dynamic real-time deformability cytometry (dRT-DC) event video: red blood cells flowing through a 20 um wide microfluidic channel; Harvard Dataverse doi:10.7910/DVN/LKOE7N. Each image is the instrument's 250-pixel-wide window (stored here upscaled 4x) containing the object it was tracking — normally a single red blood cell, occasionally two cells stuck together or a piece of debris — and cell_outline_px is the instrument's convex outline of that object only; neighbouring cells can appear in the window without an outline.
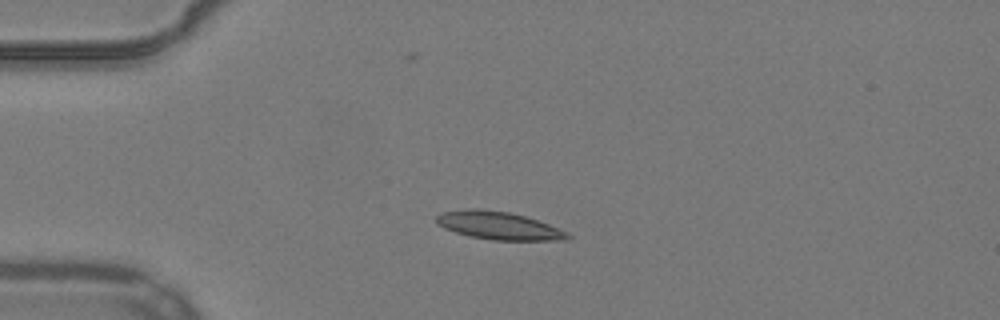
{"species": "common noctule bat (a hibernating species)", "species_latin": "Nyctalus noctula", "temperature_condition": "warm", "stored_images_in_passage": 50, "camera_frame_rate_fps": 3000, "um_per_image_px": 0.085, "animal": {"sex": "male", "body_mass_g": 19.2, "forearm_length_mm": 51.8}, "frame": {"image": 1, "passage_image": 10, "time_ms": 3.0, "image_size_px": [1000, 320], "cell_outline_px": [[572, 236], [568, 240], [492, 240], [468, 236], [444, 228], [436, 224], [436, 216], [444, 212], [468, 208], [476, 208], [508, 212], [524, 216], [548, 224], [568, 232]], "centroid_in_image_um": [42.38, 19.18], "position_along_channel_um": 42.6, "area_um2": 21.27}}
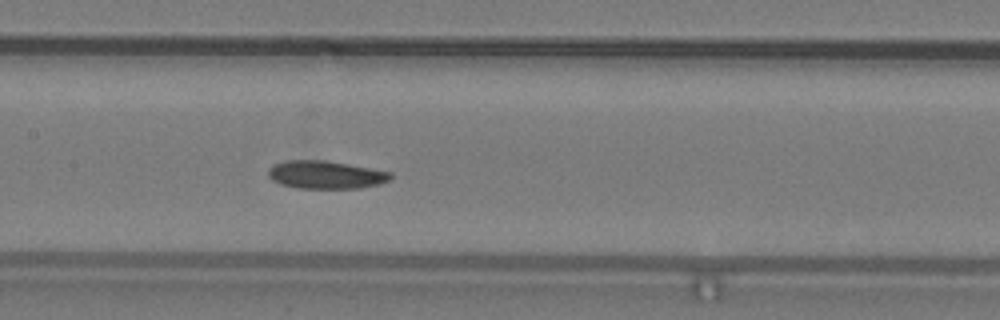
{"frame": {"image": 2, "passage_image": 23, "time_ms": 7.333, "image_size_px": [1000, 320], "cell_outline_px": [[392, 176], [388, 180], [380, 184], [360, 188], [296, 188], [280, 184], [272, 180], [268, 176], [268, 168], [276, 164], [288, 160], [324, 160], [348, 164], [392, 172]], "centroid_in_image_um": [27.67, 14.86], "position_along_channel_um": 179.7, "area_um2": 19.88}}
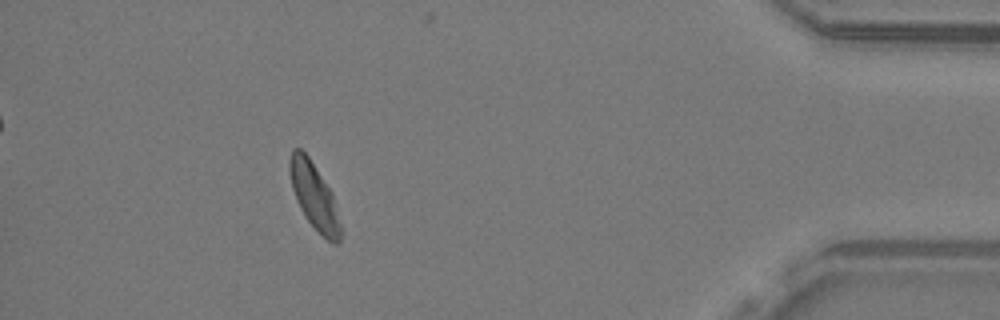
{"frame": {"image": 3, "passage_image": 45, "time_ms": 14.667, "image_size_px": [1000, 320], "cell_outline_px": [[344, 232], [340, 240], [336, 244], [332, 244], [308, 220], [300, 208], [296, 200], [292, 188], [288, 168], [288, 160], [292, 148], [300, 148], [308, 156], [332, 192]], "centroid_in_image_um": [26.72, 16.67], "position_along_channel_um": 408.5, "area_um2": 19.77}, "authors_computed_cell_mechanics": {"area_um2": 20.0566, "velocity_mm_per_s": 3.8489, "shape_relaxation_time_tau1_ms": 5.8314, "shape_relaxation_time_tau2_ms": null, "deformation_change_tau1": 0.1376, "deformation_change_tau2": null}}